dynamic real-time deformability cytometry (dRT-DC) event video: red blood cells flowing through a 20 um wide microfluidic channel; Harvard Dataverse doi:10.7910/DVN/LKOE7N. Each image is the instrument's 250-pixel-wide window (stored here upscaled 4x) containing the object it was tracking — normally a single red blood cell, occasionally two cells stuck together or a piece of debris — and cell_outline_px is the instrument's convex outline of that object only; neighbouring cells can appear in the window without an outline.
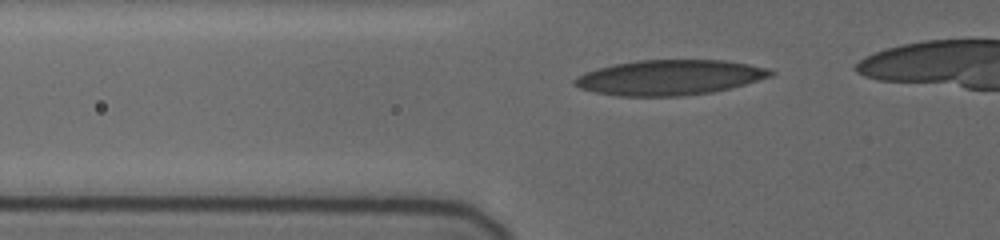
{"species": "human", "species_latin": "Homo sapiens", "temperature_condition": "cold", "stored_images_in_passage": 25, "camera_frame_rate_fps": 3000, "um_per_image_px": 0.085, "donor": {"sex": "female"}, "frame": {"image": 1, "passage_image": 2, "time_ms": 0.333, "image_size_px": [1000, 240], "cell_outline_px": [[776, 72], [772, 76], [744, 84], [712, 92], [684, 96], [620, 96], [592, 92], [580, 88], [572, 84], [572, 80], [576, 76], [584, 72], [612, 64], [640, 60], [724, 60], [748, 64], [768, 68]], "centroid_in_image_um": [56.87, 6.58], "position_along_channel_um": 68.9, "area_um2": 40.29}}
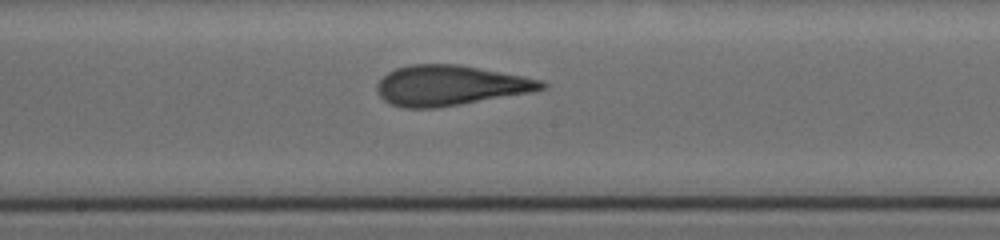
{"frame": {"image": 2, "passage_image": 11, "time_ms": 4.333, "image_size_px": [1000, 240], "cell_outline_px": [[548, 84], [544, 88], [528, 92], [460, 104], [436, 108], [404, 108], [388, 104], [376, 92], [376, 84], [388, 72], [396, 68], [408, 64], [456, 64], [524, 76], [540, 80]], "centroid_in_image_um": [38.18, 7.26], "position_along_channel_um": 210.0, "area_um2": 38.26}}
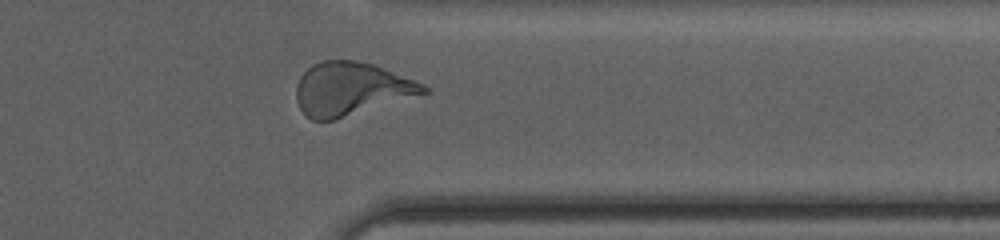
{"frame": {"image": 3, "passage_image": 22, "time_ms": 9.0, "image_size_px": [1000, 240], "cell_outline_px": [[432, 92], [336, 120], [312, 120], [300, 108], [296, 100], [296, 84], [300, 76], [312, 64], [320, 60], [356, 60], [372, 64], [424, 84]], "centroid_in_image_um": [29.85, 7.56], "position_along_channel_um": 381.6, "area_um2": 39.59}}